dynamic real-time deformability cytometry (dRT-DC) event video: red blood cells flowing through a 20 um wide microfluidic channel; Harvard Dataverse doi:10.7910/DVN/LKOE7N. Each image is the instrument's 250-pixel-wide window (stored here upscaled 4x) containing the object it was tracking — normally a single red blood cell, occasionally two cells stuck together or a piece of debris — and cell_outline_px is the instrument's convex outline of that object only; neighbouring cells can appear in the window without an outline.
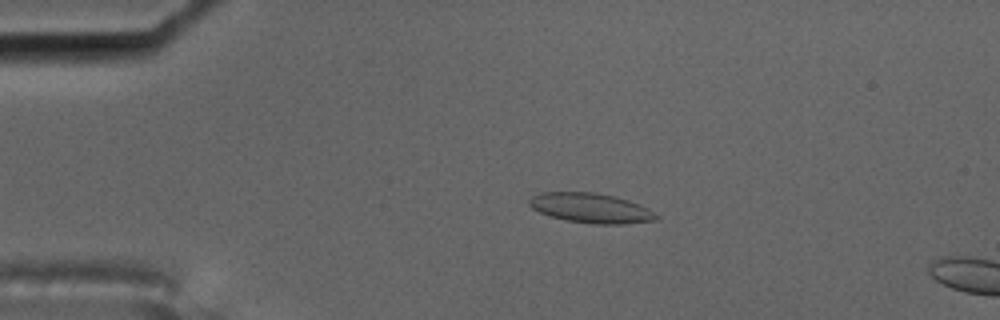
{"species": "common noctule bat (a hibernating species)", "species_latin": "Nyctalus noctula", "temperature_condition": "cold", "stored_images_in_passage": 4, "camera_frame_rate_fps": 3000, "um_per_image_px": 0.085, "animal": {"sex": "male", "body_mass_g": 17.5, "forearm_length_mm": 52.3}, "frame": {"image": 1, "passage_image": 3, "time_ms": 0.667, "image_size_px": [1000, 320], "cell_outline_px": [[660, 216], [656, 220], [624, 224], [592, 224], [568, 220], [548, 216], [532, 208], [528, 204], [528, 200], [532, 196], [540, 192], [596, 192], [616, 196], [640, 204], [648, 208]], "centroid_in_image_um": [50.23, 17.68], "position_along_channel_um": 34.8, "area_um2": 22.25}}